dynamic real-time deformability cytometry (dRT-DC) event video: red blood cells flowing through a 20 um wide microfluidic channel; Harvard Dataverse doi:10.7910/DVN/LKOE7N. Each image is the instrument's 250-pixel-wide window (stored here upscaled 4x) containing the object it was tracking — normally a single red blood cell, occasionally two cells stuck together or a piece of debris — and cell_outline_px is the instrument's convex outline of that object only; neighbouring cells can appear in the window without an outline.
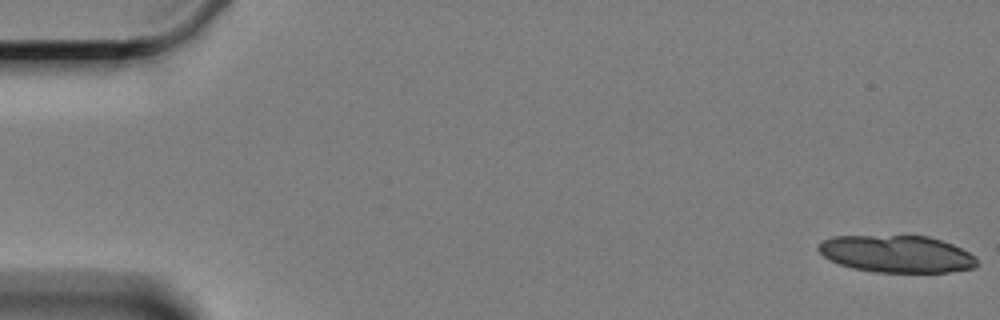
{"species": "Egyptian fruit bat (a non-hibernating species)", "species_latin": "Rousettus aegyptiacus", "temperature_condition": "cold", "stored_images_in_passage": 5, "camera_frame_rate_fps": 3000, "um_per_image_px": 0.085, "animal": {"sex": "female"}, "frame": {"image": 1, "passage_image": 1, "time_ms": 0.0, "image_size_px": [1000, 320], "cell_outline_px": [[976, 264], [972, 268], [948, 272], [876, 272], [852, 268], [840, 264], [824, 256], [820, 252], [820, 244], [824, 240], [832, 236], [928, 236], [952, 244], [976, 256]], "centroid_in_image_um": [76.23, 21.58], "position_along_channel_um": 8.8, "area_um2": 33.87}}